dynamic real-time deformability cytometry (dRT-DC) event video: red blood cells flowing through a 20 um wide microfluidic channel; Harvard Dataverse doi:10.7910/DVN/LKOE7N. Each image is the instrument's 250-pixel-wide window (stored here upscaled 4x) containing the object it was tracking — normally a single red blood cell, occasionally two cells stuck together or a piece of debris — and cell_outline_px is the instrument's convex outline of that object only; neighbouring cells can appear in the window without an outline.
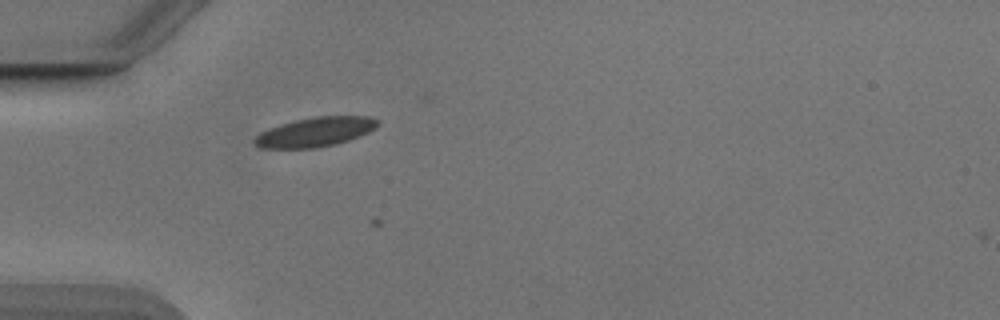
{"species": "Egyptian fruit bat (a non-hibernating species)", "species_latin": "Rousettus aegyptiacus", "temperature_condition": "cold", "stored_images_in_passage": 2, "camera_frame_rate_fps": 3000, "um_per_image_px": 0.085, "animal": {"sex": "male"}, "frame": {"image": 1, "passage_image": 1, "time_ms": 0.0, "image_size_px": [1000, 320], "cell_outline_px": [[380, 124], [376, 128], [360, 136], [336, 144], [316, 148], [260, 148], [252, 140], [260, 132], [280, 124], [296, 120], [316, 116], [368, 116], [380, 120]], "centroid_in_image_um": [26.82, 11.21], "position_along_channel_um": 58.2, "area_um2": 21.15}}